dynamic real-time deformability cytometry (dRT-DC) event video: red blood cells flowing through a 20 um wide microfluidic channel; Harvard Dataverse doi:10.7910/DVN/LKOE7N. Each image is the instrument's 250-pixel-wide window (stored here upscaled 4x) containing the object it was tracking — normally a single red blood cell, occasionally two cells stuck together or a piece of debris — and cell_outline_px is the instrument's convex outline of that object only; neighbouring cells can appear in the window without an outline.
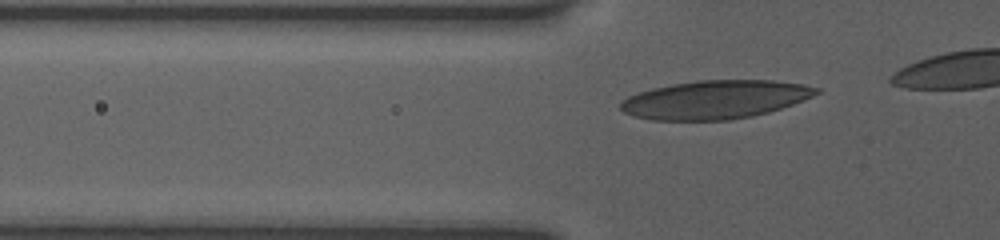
{"species": "human", "species_latin": "Homo sapiens", "temperature_condition": "room temperature", "stored_images_in_passage": 22, "camera_frame_rate_fps": 3000, "um_per_image_px": 0.085, "donor": {"sex": "female"}, "frame": {"image": 1, "passage_image": 2, "time_ms": 0.333, "image_size_px": [1000, 240], "cell_outline_px": [[820, 92], [812, 96], [792, 104], [768, 112], [752, 116], [728, 120], [652, 120], [632, 116], [624, 112], [620, 108], [620, 100], [628, 96], [652, 88], [672, 84], [700, 80], [772, 80], [804, 84], [820, 88]], "centroid_in_image_um": [60.76, 8.46], "position_along_channel_um": 65.0, "area_um2": 43.81}}
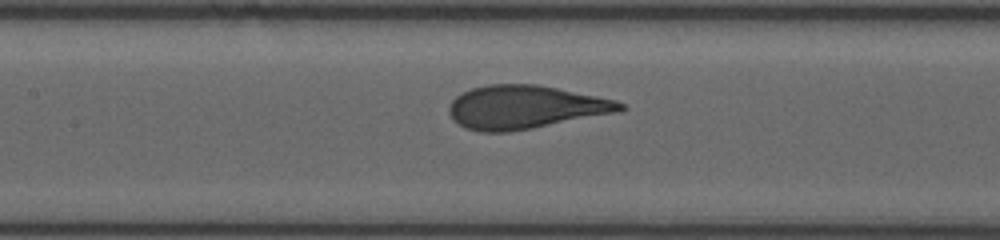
{"frame": {"image": 2, "passage_image": 10, "time_ms": 3.0, "image_size_px": [1000, 240], "cell_outline_px": [[628, 108], [620, 112], [532, 128], [508, 132], [480, 132], [464, 128], [452, 120], [448, 112], [448, 108], [452, 100], [456, 96], [472, 88], [488, 84], [536, 84], [616, 100], [624, 104]], "centroid_in_image_um": [44.62, 9.12], "position_along_channel_um": 162.8, "area_um2": 43.35}}
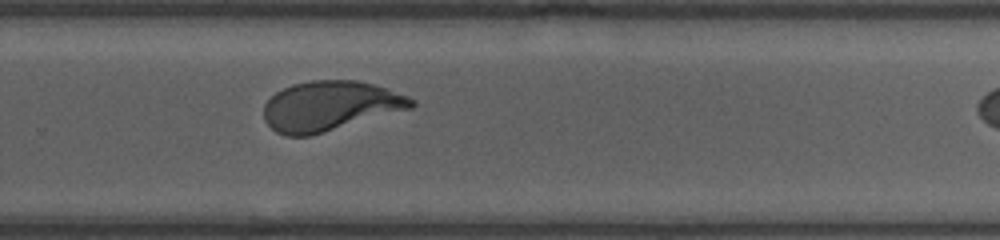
{"frame": {"image": 3, "passage_image": 21, "time_ms": 6.667, "image_size_px": [1000, 240], "cell_outline_px": [[416, 104], [412, 108], [312, 136], [284, 136], [276, 132], [264, 120], [264, 104], [276, 92], [292, 84], [312, 80], [356, 80], [388, 88], [408, 96], [416, 100]], "centroid_in_image_um": [28.06, 9.02], "position_along_channel_um": 301.7, "area_um2": 43.06}}